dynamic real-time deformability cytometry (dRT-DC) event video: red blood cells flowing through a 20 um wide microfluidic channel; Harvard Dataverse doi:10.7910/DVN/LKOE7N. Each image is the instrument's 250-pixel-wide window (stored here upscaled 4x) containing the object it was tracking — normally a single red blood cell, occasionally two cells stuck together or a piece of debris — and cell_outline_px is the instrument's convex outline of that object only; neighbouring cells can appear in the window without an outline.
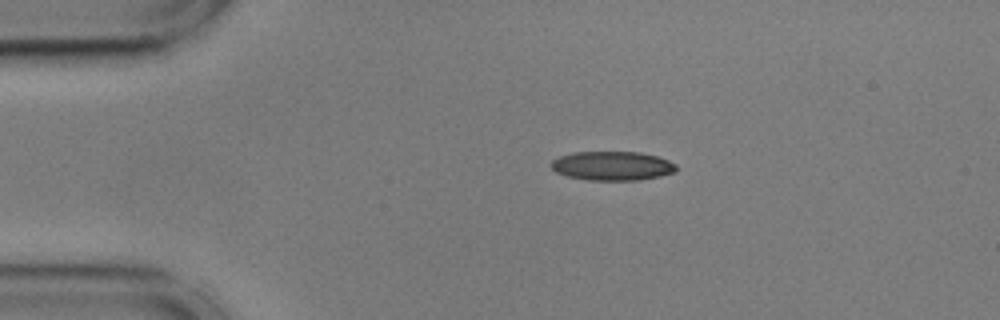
{"species": "common noctule bat (a hibernating species)", "species_latin": "Nyctalus noctula", "temperature_condition": "cold", "stored_images_in_passage": 45, "camera_frame_rate_fps": 3000, "um_per_image_px": 0.085, "animal": {"sex": "male", "body_mass_g": 17.9, "forearm_length_mm": 54.2}, "frame": {"image": 1, "passage_image": 1, "time_ms": 0.0, "image_size_px": [1000, 320], "cell_outline_px": [[676, 172], [660, 176], [640, 180], [588, 180], [568, 176], [556, 172], [548, 164], [552, 160], [560, 156], [572, 152], [640, 152], [656, 156], [668, 160], [676, 164]], "centroid_in_image_um": [52.03, 14.1], "position_along_channel_um": 33.0, "area_um2": 21.27}}
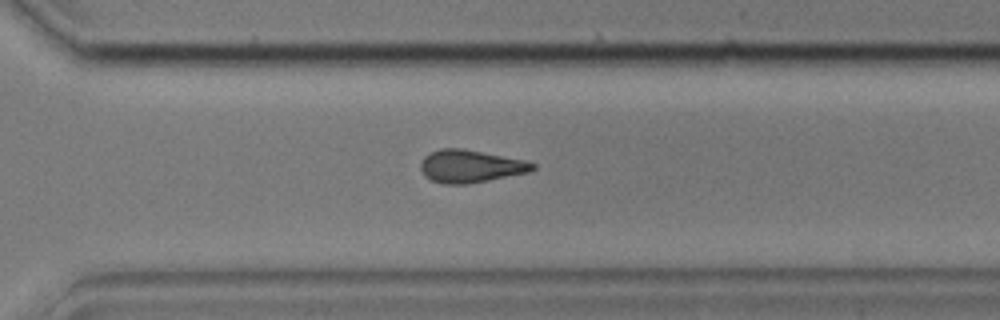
{"frame": {"image": 2, "passage_image": 29, "time_ms": 9.333, "image_size_px": [1000, 320], "cell_outline_px": [[536, 168], [528, 172], [468, 184], [444, 184], [432, 180], [424, 176], [420, 168], [420, 164], [424, 156], [440, 148], [460, 148], [524, 160], [536, 164]], "centroid_in_image_um": [39.96, 14.13], "position_along_channel_um": 330.6, "area_um2": 21.1}}
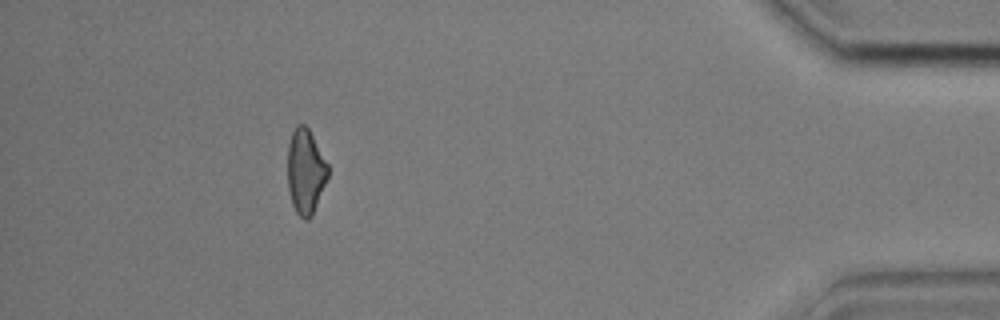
{"frame": {"image": 3, "passage_image": 40, "time_ms": 13.0, "image_size_px": [1000, 320], "cell_outline_px": [[328, 176], [312, 216], [308, 220], [304, 220], [296, 212], [292, 204], [288, 188], [288, 144], [292, 132], [296, 124], [304, 124], [308, 128], [328, 164]], "centroid_in_image_um": [25.96, 14.58], "position_along_channel_um": 409.2, "area_um2": 19.88}, "authors_computed_cell_mechanics": {"area_um2": 21.2126, "velocity_mm_per_s": 3.6291, "shape_relaxation_time_tau1_ms": null, "shape_relaxation_time_tau2_ms": 5.4094, "deformation_change_tau1": null, "deformation_change_tau2": 0.148}}